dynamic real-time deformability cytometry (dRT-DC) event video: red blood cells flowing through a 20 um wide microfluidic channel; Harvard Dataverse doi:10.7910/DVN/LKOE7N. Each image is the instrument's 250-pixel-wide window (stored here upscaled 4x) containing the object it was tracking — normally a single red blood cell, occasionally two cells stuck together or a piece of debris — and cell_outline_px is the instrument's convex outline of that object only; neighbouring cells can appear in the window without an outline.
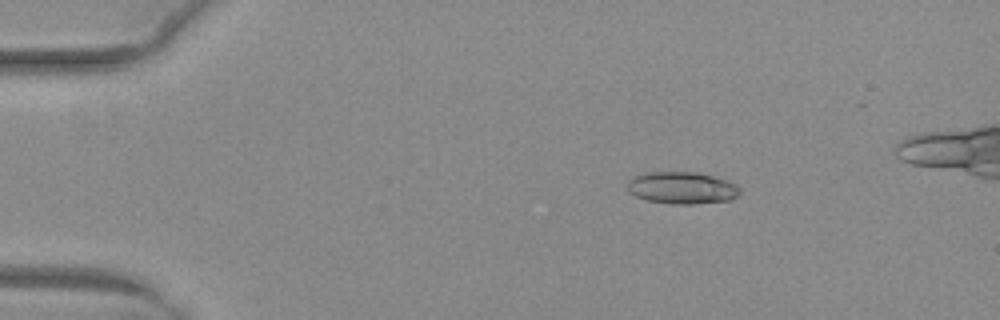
{"species": "common noctule bat (a hibernating species)", "species_latin": "Nyctalus noctula", "temperature_condition": "warm", "stored_images_in_passage": 42, "camera_frame_rate_fps": 3000, "um_per_image_px": 0.085, "animal": {"sex": "female", "body_mass_g": 29.2, "forearm_length_mm": 56.3}, "frame": {"image": 1, "passage_image": 2, "time_ms": 0.333, "image_size_px": [1000, 320], "cell_outline_px": [[740, 192], [732, 200], [692, 204], [672, 204], [648, 200], [636, 196], [628, 192], [628, 180], [636, 176], [648, 172], [696, 172], [712, 176], [736, 184], [740, 188]], "centroid_in_image_um": [57.97, 15.97], "position_along_channel_um": 27.0, "area_um2": 20.87}}
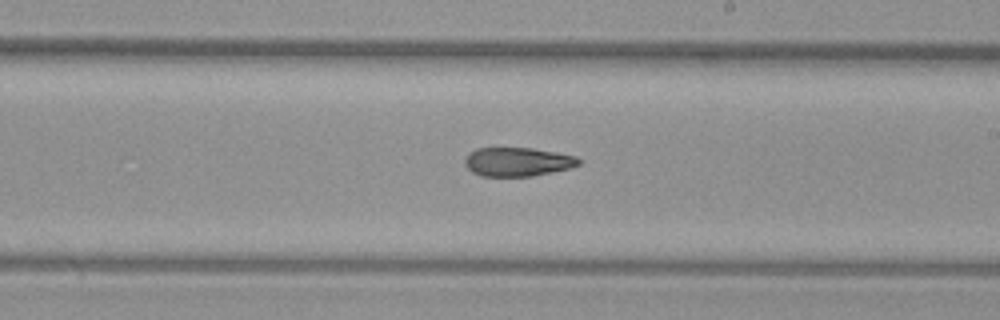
{"frame": {"image": 2, "passage_image": 24, "time_ms": 7.667, "image_size_px": [1000, 320], "cell_outline_px": [[580, 164], [568, 168], [552, 172], [532, 176], [480, 176], [472, 172], [464, 164], [464, 160], [468, 152], [476, 148], [532, 148], [556, 152], [576, 156], [580, 160]], "centroid_in_image_um": [43.95, 13.75], "position_along_channel_um": 245.0, "area_um2": 19.19}}
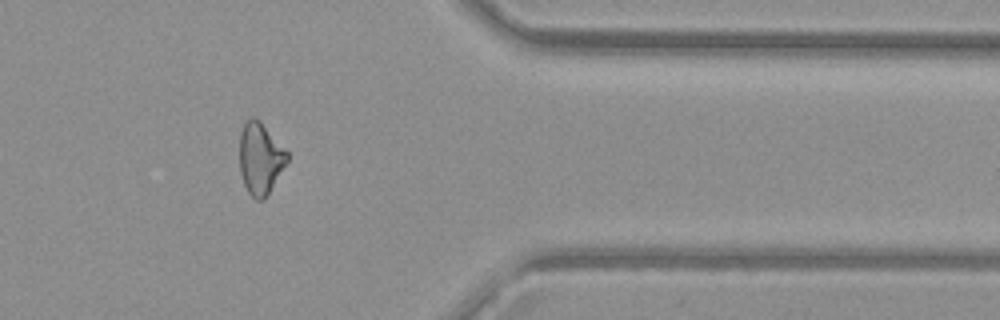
{"frame": {"image": 3, "passage_image": 36, "time_ms": 11.667, "image_size_px": [1000, 320], "cell_outline_px": [[288, 160], [264, 200], [256, 200], [248, 192], [244, 184], [240, 172], [240, 132], [244, 124], [252, 116], [260, 120], [288, 152]], "centroid_in_image_um": [22.12, 13.46], "position_along_channel_um": 389.3, "area_um2": 19.71}, "authors_computed_cell_mechanics": {"area_um2": 20.2011, "velocity_mm_per_s": 4.0166, "shape_relaxation_time_tau1_ms": null, "shape_relaxation_time_tau2_ms": 5.8903, "deformation_change_tau1": null, "deformation_change_tau2": 0.1588}}